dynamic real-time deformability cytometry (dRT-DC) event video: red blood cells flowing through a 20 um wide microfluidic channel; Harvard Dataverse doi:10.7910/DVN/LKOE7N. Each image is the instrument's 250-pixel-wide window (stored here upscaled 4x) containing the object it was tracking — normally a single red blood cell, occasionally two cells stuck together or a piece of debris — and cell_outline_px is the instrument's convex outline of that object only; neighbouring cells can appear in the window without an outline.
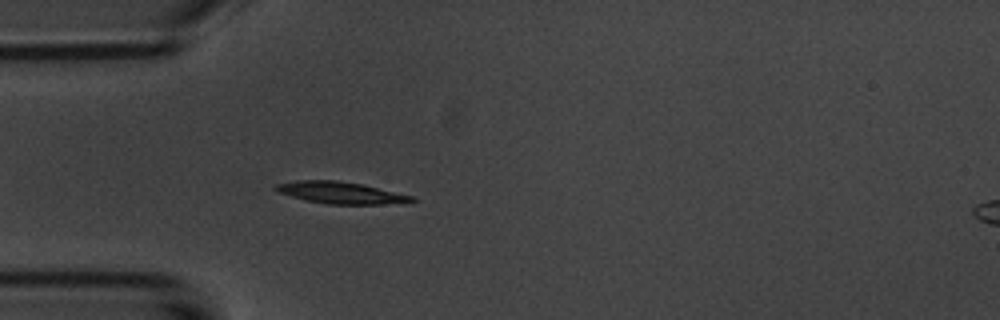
{"species": "common noctule bat (a hibernating species)", "species_latin": "Nyctalus noctula", "temperature_condition": "room temperature", "stored_images_in_passage": 40, "camera_frame_rate_fps": 3000, "um_per_image_px": 0.085, "animal": {"sex": "male", "body_mass_g": 20.1, "forearm_length_mm": 53.5}, "frame": {"image": 1, "passage_image": 1, "time_ms": 0.0, "image_size_px": [1000, 320], "cell_outline_px": [[416, 200], [412, 204], [328, 204], [304, 200], [280, 192], [272, 188], [276, 184], [296, 180], [336, 180], [360, 184], [412, 196]], "centroid_in_image_um": [29.0, 16.39], "position_along_channel_um": 56.0, "area_um2": 17.28}}
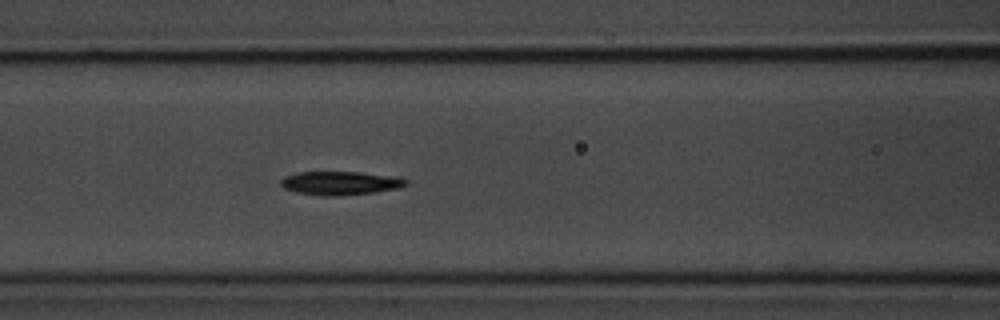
{"frame": {"image": 2, "passage_image": 8, "time_ms": 2.333, "image_size_px": [1000, 320], "cell_outline_px": [[408, 184], [400, 188], [376, 192], [332, 196], [320, 196], [296, 192], [284, 188], [280, 184], [280, 180], [284, 176], [296, 172], [360, 172], [400, 176], [408, 180]], "centroid_in_image_um": [28.96, 15.55], "position_along_channel_um": 137.6, "area_um2": 17.51}}
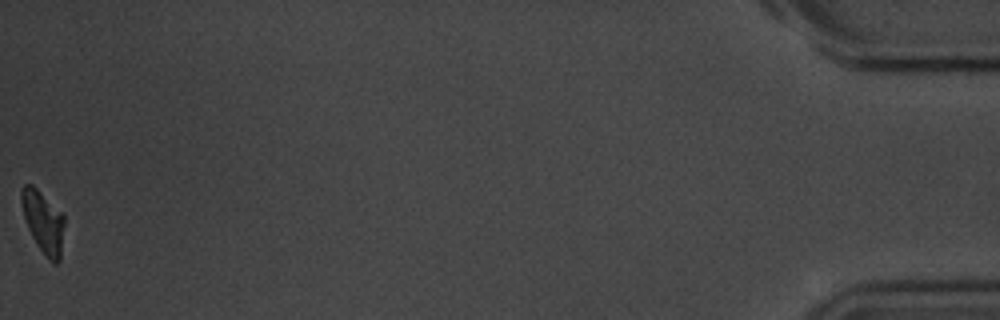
{"frame": {"image": 3, "passage_image": 40, "time_ms": 13.0, "image_size_px": [1000, 320], "cell_outline_px": [[64, 224], [60, 260], [56, 264], [52, 264], [44, 256], [36, 244], [28, 228], [24, 216], [20, 200], [20, 188], [24, 184], [32, 184], [64, 216]], "centroid_in_image_um": [3.65, 18.89], "position_along_channel_um": 431.5, "area_um2": 15.49}, "authors_computed_cell_mechanics": {"area_um2": 16.8487, "velocity_mm_per_s": 3.6856, "shape_relaxation_time_tau1_ms": 2.944, "shape_relaxation_time_tau2_ms": 2.9887, "deformation_change_tau1": 0.1518, "deformation_change_tau2": 0.0948}}